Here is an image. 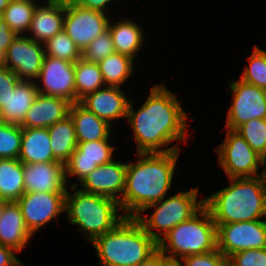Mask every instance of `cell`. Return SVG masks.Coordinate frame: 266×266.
<instances>
[{
    "label": "cell",
    "mask_w": 266,
    "mask_h": 266,
    "mask_svg": "<svg viewBox=\"0 0 266 266\" xmlns=\"http://www.w3.org/2000/svg\"><path fill=\"white\" fill-rule=\"evenodd\" d=\"M177 97L164 83H156L137 111L130 100L127 122L134 132L136 153L182 151L179 142L187 143L191 136L187 132L188 114ZM173 142L178 144L169 147Z\"/></svg>",
    "instance_id": "cell-1"
},
{
    "label": "cell",
    "mask_w": 266,
    "mask_h": 266,
    "mask_svg": "<svg viewBox=\"0 0 266 266\" xmlns=\"http://www.w3.org/2000/svg\"><path fill=\"white\" fill-rule=\"evenodd\" d=\"M180 152L136 153L137 160L127 163L125 189L119 201L126 217L137 216L146 206L167 196Z\"/></svg>",
    "instance_id": "cell-2"
},
{
    "label": "cell",
    "mask_w": 266,
    "mask_h": 266,
    "mask_svg": "<svg viewBox=\"0 0 266 266\" xmlns=\"http://www.w3.org/2000/svg\"><path fill=\"white\" fill-rule=\"evenodd\" d=\"M230 185L204 198L215 224L266 218V174L252 178H229Z\"/></svg>",
    "instance_id": "cell-3"
},
{
    "label": "cell",
    "mask_w": 266,
    "mask_h": 266,
    "mask_svg": "<svg viewBox=\"0 0 266 266\" xmlns=\"http://www.w3.org/2000/svg\"><path fill=\"white\" fill-rule=\"evenodd\" d=\"M91 243L99 266H138L158 249L157 242L134 217H125Z\"/></svg>",
    "instance_id": "cell-4"
},
{
    "label": "cell",
    "mask_w": 266,
    "mask_h": 266,
    "mask_svg": "<svg viewBox=\"0 0 266 266\" xmlns=\"http://www.w3.org/2000/svg\"><path fill=\"white\" fill-rule=\"evenodd\" d=\"M65 195L66 219L82 236L92 242L95 238L113 230L126 216L120 204L113 198L84 192L77 189V183H72ZM120 214V215H119Z\"/></svg>",
    "instance_id": "cell-5"
},
{
    "label": "cell",
    "mask_w": 266,
    "mask_h": 266,
    "mask_svg": "<svg viewBox=\"0 0 266 266\" xmlns=\"http://www.w3.org/2000/svg\"><path fill=\"white\" fill-rule=\"evenodd\" d=\"M157 244L171 263H177L185 256L216 250L217 226L209 209L204 205L190 219L171 229Z\"/></svg>",
    "instance_id": "cell-6"
},
{
    "label": "cell",
    "mask_w": 266,
    "mask_h": 266,
    "mask_svg": "<svg viewBox=\"0 0 266 266\" xmlns=\"http://www.w3.org/2000/svg\"><path fill=\"white\" fill-rule=\"evenodd\" d=\"M198 193L199 188L196 187L172 196H166L159 202L146 206L134 218L158 243L171 229L190 219L204 206V199H197ZM150 208H153L152 215L146 214L147 216H144L142 213Z\"/></svg>",
    "instance_id": "cell-7"
},
{
    "label": "cell",
    "mask_w": 266,
    "mask_h": 266,
    "mask_svg": "<svg viewBox=\"0 0 266 266\" xmlns=\"http://www.w3.org/2000/svg\"><path fill=\"white\" fill-rule=\"evenodd\" d=\"M226 129L225 139L215 148L218 165L228 178H252L266 174L263 157L235 130Z\"/></svg>",
    "instance_id": "cell-8"
},
{
    "label": "cell",
    "mask_w": 266,
    "mask_h": 266,
    "mask_svg": "<svg viewBox=\"0 0 266 266\" xmlns=\"http://www.w3.org/2000/svg\"><path fill=\"white\" fill-rule=\"evenodd\" d=\"M231 105L225 128L235 130L239 125L254 119H266V90L241 79L230 82Z\"/></svg>",
    "instance_id": "cell-9"
},
{
    "label": "cell",
    "mask_w": 266,
    "mask_h": 266,
    "mask_svg": "<svg viewBox=\"0 0 266 266\" xmlns=\"http://www.w3.org/2000/svg\"><path fill=\"white\" fill-rule=\"evenodd\" d=\"M216 226L217 249L227 258L242 250L266 248L265 219Z\"/></svg>",
    "instance_id": "cell-10"
},
{
    "label": "cell",
    "mask_w": 266,
    "mask_h": 266,
    "mask_svg": "<svg viewBox=\"0 0 266 266\" xmlns=\"http://www.w3.org/2000/svg\"><path fill=\"white\" fill-rule=\"evenodd\" d=\"M110 16L100 11L80 7L65 0L63 30L83 51L92 40L108 29Z\"/></svg>",
    "instance_id": "cell-11"
},
{
    "label": "cell",
    "mask_w": 266,
    "mask_h": 266,
    "mask_svg": "<svg viewBox=\"0 0 266 266\" xmlns=\"http://www.w3.org/2000/svg\"><path fill=\"white\" fill-rule=\"evenodd\" d=\"M35 83L39 94L76 103L75 63L45 55Z\"/></svg>",
    "instance_id": "cell-12"
},
{
    "label": "cell",
    "mask_w": 266,
    "mask_h": 266,
    "mask_svg": "<svg viewBox=\"0 0 266 266\" xmlns=\"http://www.w3.org/2000/svg\"><path fill=\"white\" fill-rule=\"evenodd\" d=\"M65 195L66 192H28L16 201L33 235L65 212Z\"/></svg>",
    "instance_id": "cell-13"
},
{
    "label": "cell",
    "mask_w": 266,
    "mask_h": 266,
    "mask_svg": "<svg viewBox=\"0 0 266 266\" xmlns=\"http://www.w3.org/2000/svg\"><path fill=\"white\" fill-rule=\"evenodd\" d=\"M110 136L104 140L78 142L75 151L65 165L66 183L70 184L69 178H77L79 183L91 171L99 165L111 162L114 158V149L111 145Z\"/></svg>",
    "instance_id": "cell-14"
},
{
    "label": "cell",
    "mask_w": 266,
    "mask_h": 266,
    "mask_svg": "<svg viewBox=\"0 0 266 266\" xmlns=\"http://www.w3.org/2000/svg\"><path fill=\"white\" fill-rule=\"evenodd\" d=\"M5 53L6 67L16 71L21 81L37 80L45 56L43 43L17 35Z\"/></svg>",
    "instance_id": "cell-15"
},
{
    "label": "cell",
    "mask_w": 266,
    "mask_h": 266,
    "mask_svg": "<svg viewBox=\"0 0 266 266\" xmlns=\"http://www.w3.org/2000/svg\"><path fill=\"white\" fill-rule=\"evenodd\" d=\"M127 163L112 160L99 165L82 179L80 190L88 193L107 196L120 201L125 189Z\"/></svg>",
    "instance_id": "cell-16"
},
{
    "label": "cell",
    "mask_w": 266,
    "mask_h": 266,
    "mask_svg": "<svg viewBox=\"0 0 266 266\" xmlns=\"http://www.w3.org/2000/svg\"><path fill=\"white\" fill-rule=\"evenodd\" d=\"M117 86H105L88 93L79 100V103L97 117L107 121L110 125L113 120L127 118L130 98L126 92Z\"/></svg>",
    "instance_id": "cell-17"
},
{
    "label": "cell",
    "mask_w": 266,
    "mask_h": 266,
    "mask_svg": "<svg viewBox=\"0 0 266 266\" xmlns=\"http://www.w3.org/2000/svg\"><path fill=\"white\" fill-rule=\"evenodd\" d=\"M24 190L28 192H66L65 165L59 161L23 163Z\"/></svg>",
    "instance_id": "cell-18"
},
{
    "label": "cell",
    "mask_w": 266,
    "mask_h": 266,
    "mask_svg": "<svg viewBox=\"0 0 266 266\" xmlns=\"http://www.w3.org/2000/svg\"><path fill=\"white\" fill-rule=\"evenodd\" d=\"M64 17L65 0L46 1V4L40 2L34 10L26 36L44 44L63 30Z\"/></svg>",
    "instance_id": "cell-19"
},
{
    "label": "cell",
    "mask_w": 266,
    "mask_h": 266,
    "mask_svg": "<svg viewBox=\"0 0 266 266\" xmlns=\"http://www.w3.org/2000/svg\"><path fill=\"white\" fill-rule=\"evenodd\" d=\"M71 103L63 98L38 94L21 123L25 128H48L69 115Z\"/></svg>",
    "instance_id": "cell-20"
},
{
    "label": "cell",
    "mask_w": 266,
    "mask_h": 266,
    "mask_svg": "<svg viewBox=\"0 0 266 266\" xmlns=\"http://www.w3.org/2000/svg\"><path fill=\"white\" fill-rule=\"evenodd\" d=\"M32 236L17 202H8L0 219V244L21 253L29 245Z\"/></svg>",
    "instance_id": "cell-21"
},
{
    "label": "cell",
    "mask_w": 266,
    "mask_h": 266,
    "mask_svg": "<svg viewBox=\"0 0 266 266\" xmlns=\"http://www.w3.org/2000/svg\"><path fill=\"white\" fill-rule=\"evenodd\" d=\"M69 116L74 123L77 142L104 140L111 134V125L79 102L71 104Z\"/></svg>",
    "instance_id": "cell-22"
},
{
    "label": "cell",
    "mask_w": 266,
    "mask_h": 266,
    "mask_svg": "<svg viewBox=\"0 0 266 266\" xmlns=\"http://www.w3.org/2000/svg\"><path fill=\"white\" fill-rule=\"evenodd\" d=\"M38 94L35 82L20 81L0 109L1 121L8 124L21 125Z\"/></svg>",
    "instance_id": "cell-23"
},
{
    "label": "cell",
    "mask_w": 266,
    "mask_h": 266,
    "mask_svg": "<svg viewBox=\"0 0 266 266\" xmlns=\"http://www.w3.org/2000/svg\"><path fill=\"white\" fill-rule=\"evenodd\" d=\"M18 159L22 163L58 161L50 146L48 128L22 127V141Z\"/></svg>",
    "instance_id": "cell-24"
},
{
    "label": "cell",
    "mask_w": 266,
    "mask_h": 266,
    "mask_svg": "<svg viewBox=\"0 0 266 266\" xmlns=\"http://www.w3.org/2000/svg\"><path fill=\"white\" fill-rule=\"evenodd\" d=\"M108 29L112 35L115 52L135 59L145 39L142 27L133 19L120 18L115 23L110 19Z\"/></svg>",
    "instance_id": "cell-25"
},
{
    "label": "cell",
    "mask_w": 266,
    "mask_h": 266,
    "mask_svg": "<svg viewBox=\"0 0 266 266\" xmlns=\"http://www.w3.org/2000/svg\"><path fill=\"white\" fill-rule=\"evenodd\" d=\"M24 193L23 163L19 159L0 158V198L17 201Z\"/></svg>",
    "instance_id": "cell-26"
},
{
    "label": "cell",
    "mask_w": 266,
    "mask_h": 266,
    "mask_svg": "<svg viewBox=\"0 0 266 266\" xmlns=\"http://www.w3.org/2000/svg\"><path fill=\"white\" fill-rule=\"evenodd\" d=\"M50 146L55 158L65 164L77 147L74 123L68 115L65 119L48 127Z\"/></svg>",
    "instance_id": "cell-27"
},
{
    "label": "cell",
    "mask_w": 266,
    "mask_h": 266,
    "mask_svg": "<svg viewBox=\"0 0 266 266\" xmlns=\"http://www.w3.org/2000/svg\"><path fill=\"white\" fill-rule=\"evenodd\" d=\"M43 0H11L2 13L3 23L16 35H26L36 6Z\"/></svg>",
    "instance_id": "cell-28"
},
{
    "label": "cell",
    "mask_w": 266,
    "mask_h": 266,
    "mask_svg": "<svg viewBox=\"0 0 266 266\" xmlns=\"http://www.w3.org/2000/svg\"><path fill=\"white\" fill-rule=\"evenodd\" d=\"M134 59L130 56L114 52L101 60V74L106 86H117L125 84L124 82L132 76L134 72Z\"/></svg>",
    "instance_id": "cell-29"
},
{
    "label": "cell",
    "mask_w": 266,
    "mask_h": 266,
    "mask_svg": "<svg viewBox=\"0 0 266 266\" xmlns=\"http://www.w3.org/2000/svg\"><path fill=\"white\" fill-rule=\"evenodd\" d=\"M105 86L98 63L84 61L82 58L75 62L76 103L88 93Z\"/></svg>",
    "instance_id": "cell-30"
},
{
    "label": "cell",
    "mask_w": 266,
    "mask_h": 266,
    "mask_svg": "<svg viewBox=\"0 0 266 266\" xmlns=\"http://www.w3.org/2000/svg\"><path fill=\"white\" fill-rule=\"evenodd\" d=\"M45 55L75 63L81 58V51L62 30L44 43Z\"/></svg>",
    "instance_id": "cell-31"
},
{
    "label": "cell",
    "mask_w": 266,
    "mask_h": 266,
    "mask_svg": "<svg viewBox=\"0 0 266 266\" xmlns=\"http://www.w3.org/2000/svg\"><path fill=\"white\" fill-rule=\"evenodd\" d=\"M235 131L239 133L260 156L264 157L266 155V119H251L239 125Z\"/></svg>",
    "instance_id": "cell-32"
},
{
    "label": "cell",
    "mask_w": 266,
    "mask_h": 266,
    "mask_svg": "<svg viewBox=\"0 0 266 266\" xmlns=\"http://www.w3.org/2000/svg\"><path fill=\"white\" fill-rule=\"evenodd\" d=\"M248 61L239 79L266 90V50L255 45Z\"/></svg>",
    "instance_id": "cell-33"
},
{
    "label": "cell",
    "mask_w": 266,
    "mask_h": 266,
    "mask_svg": "<svg viewBox=\"0 0 266 266\" xmlns=\"http://www.w3.org/2000/svg\"><path fill=\"white\" fill-rule=\"evenodd\" d=\"M22 141V127L0 121V158L18 159Z\"/></svg>",
    "instance_id": "cell-34"
},
{
    "label": "cell",
    "mask_w": 266,
    "mask_h": 266,
    "mask_svg": "<svg viewBox=\"0 0 266 266\" xmlns=\"http://www.w3.org/2000/svg\"><path fill=\"white\" fill-rule=\"evenodd\" d=\"M114 52L112 35L109 29H107L81 51V58L84 61L99 63Z\"/></svg>",
    "instance_id": "cell-35"
},
{
    "label": "cell",
    "mask_w": 266,
    "mask_h": 266,
    "mask_svg": "<svg viewBox=\"0 0 266 266\" xmlns=\"http://www.w3.org/2000/svg\"><path fill=\"white\" fill-rule=\"evenodd\" d=\"M231 266H266V248L247 249L228 258Z\"/></svg>",
    "instance_id": "cell-36"
},
{
    "label": "cell",
    "mask_w": 266,
    "mask_h": 266,
    "mask_svg": "<svg viewBox=\"0 0 266 266\" xmlns=\"http://www.w3.org/2000/svg\"><path fill=\"white\" fill-rule=\"evenodd\" d=\"M227 263L228 258L218 249L205 254L185 256L177 262L179 266H226Z\"/></svg>",
    "instance_id": "cell-37"
},
{
    "label": "cell",
    "mask_w": 266,
    "mask_h": 266,
    "mask_svg": "<svg viewBox=\"0 0 266 266\" xmlns=\"http://www.w3.org/2000/svg\"><path fill=\"white\" fill-rule=\"evenodd\" d=\"M16 71L5 67L0 69V109L6 103L10 93L14 91L15 86L20 82Z\"/></svg>",
    "instance_id": "cell-38"
},
{
    "label": "cell",
    "mask_w": 266,
    "mask_h": 266,
    "mask_svg": "<svg viewBox=\"0 0 266 266\" xmlns=\"http://www.w3.org/2000/svg\"><path fill=\"white\" fill-rule=\"evenodd\" d=\"M15 253L14 249L0 244V266H24Z\"/></svg>",
    "instance_id": "cell-39"
},
{
    "label": "cell",
    "mask_w": 266,
    "mask_h": 266,
    "mask_svg": "<svg viewBox=\"0 0 266 266\" xmlns=\"http://www.w3.org/2000/svg\"><path fill=\"white\" fill-rule=\"evenodd\" d=\"M73 4H76L80 7L92 9L95 11H100L105 14L109 13L108 11L109 4H112V1L115 0H70Z\"/></svg>",
    "instance_id": "cell-40"
},
{
    "label": "cell",
    "mask_w": 266,
    "mask_h": 266,
    "mask_svg": "<svg viewBox=\"0 0 266 266\" xmlns=\"http://www.w3.org/2000/svg\"><path fill=\"white\" fill-rule=\"evenodd\" d=\"M170 261L157 249L151 256L141 262L138 266H167Z\"/></svg>",
    "instance_id": "cell-41"
},
{
    "label": "cell",
    "mask_w": 266,
    "mask_h": 266,
    "mask_svg": "<svg viewBox=\"0 0 266 266\" xmlns=\"http://www.w3.org/2000/svg\"><path fill=\"white\" fill-rule=\"evenodd\" d=\"M16 34L6 25L0 27V49L7 51L12 41L16 38Z\"/></svg>",
    "instance_id": "cell-42"
},
{
    "label": "cell",
    "mask_w": 266,
    "mask_h": 266,
    "mask_svg": "<svg viewBox=\"0 0 266 266\" xmlns=\"http://www.w3.org/2000/svg\"><path fill=\"white\" fill-rule=\"evenodd\" d=\"M6 67V53L4 50L0 49V69Z\"/></svg>",
    "instance_id": "cell-43"
},
{
    "label": "cell",
    "mask_w": 266,
    "mask_h": 266,
    "mask_svg": "<svg viewBox=\"0 0 266 266\" xmlns=\"http://www.w3.org/2000/svg\"><path fill=\"white\" fill-rule=\"evenodd\" d=\"M11 0H0V13H3Z\"/></svg>",
    "instance_id": "cell-44"
},
{
    "label": "cell",
    "mask_w": 266,
    "mask_h": 266,
    "mask_svg": "<svg viewBox=\"0 0 266 266\" xmlns=\"http://www.w3.org/2000/svg\"><path fill=\"white\" fill-rule=\"evenodd\" d=\"M8 202L9 201L0 198V219L2 218V214H3V211H4L5 205Z\"/></svg>",
    "instance_id": "cell-45"
},
{
    "label": "cell",
    "mask_w": 266,
    "mask_h": 266,
    "mask_svg": "<svg viewBox=\"0 0 266 266\" xmlns=\"http://www.w3.org/2000/svg\"><path fill=\"white\" fill-rule=\"evenodd\" d=\"M4 23H3V16H2V13H0V27L3 26Z\"/></svg>",
    "instance_id": "cell-46"
},
{
    "label": "cell",
    "mask_w": 266,
    "mask_h": 266,
    "mask_svg": "<svg viewBox=\"0 0 266 266\" xmlns=\"http://www.w3.org/2000/svg\"><path fill=\"white\" fill-rule=\"evenodd\" d=\"M264 168L266 169V155L263 157Z\"/></svg>",
    "instance_id": "cell-47"
},
{
    "label": "cell",
    "mask_w": 266,
    "mask_h": 266,
    "mask_svg": "<svg viewBox=\"0 0 266 266\" xmlns=\"http://www.w3.org/2000/svg\"><path fill=\"white\" fill-rule=\"evenodd\" d=\"M167 266H179L177 263H169Z\"/></svg>",
    "instance_id": "cell-48"
}]
</instances>
